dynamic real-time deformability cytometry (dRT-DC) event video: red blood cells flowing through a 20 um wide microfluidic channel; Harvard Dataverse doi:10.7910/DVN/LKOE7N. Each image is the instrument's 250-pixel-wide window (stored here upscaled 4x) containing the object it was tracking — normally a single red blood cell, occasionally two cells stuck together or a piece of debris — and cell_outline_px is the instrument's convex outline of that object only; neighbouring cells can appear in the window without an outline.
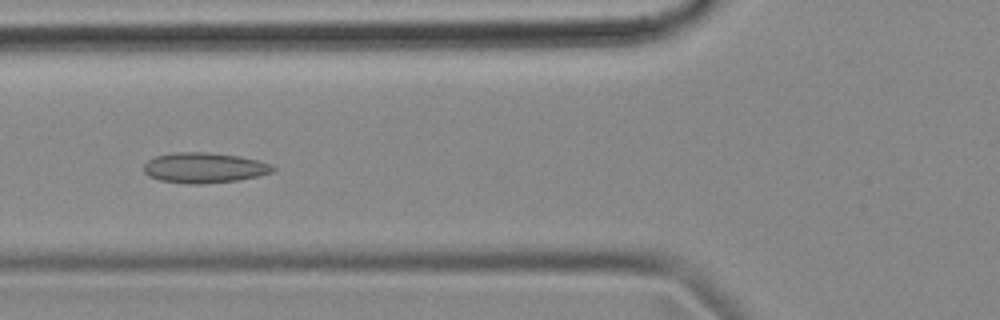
{"species": "common noctule bat (a hibernating species)", "species_latin": "Nyctalus noctula", "temperature_condition": "cold", "stored_images_in_passage": 55, "camera_frame_rate_fps": 3000, "um_per_image_px": 0.085, "animal": {"sex": "female", "body_mass_g": 18.4}, "frame": {"image": 1, "passage_image": 20, "time_ms": 6.333, "image_size_px": [1000, 320], "cell_outline_px": [[276, 168], [272, 172], [256, 176], [236, 180], [200, 184], [188, 184], [160, 180], [148, 176], [144, 172], [144, 164], [148, 160], [156, 156], [172, 152], [208, 152], [240, 156], [260, 160], [272, 164]], "centroid_in_image_um": [17.35, 14.25], "position_along_channel_um": 108.4, "area_um2": 22.89}}
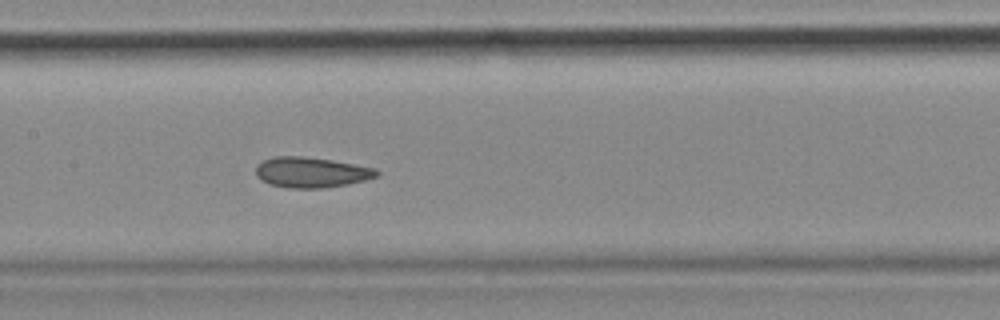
{"frame": {"image": 2, "passage_image": 26, "time_ms": 8.333, "image_size_px": [1000, 320], "cell_outline_px": [[380, 172], [376, 176], [364, 180], [348, 184], [320, 188], [288, 188], [268, 184], [256, 176], [256, 164], [260, 160], [276, 156], [300, 156], [332, 160], [376, 168]], "centroid_in_image_um": [26.41, 14.64], "position_along_channel_um": 181.0, "area_um2": 21.5}}
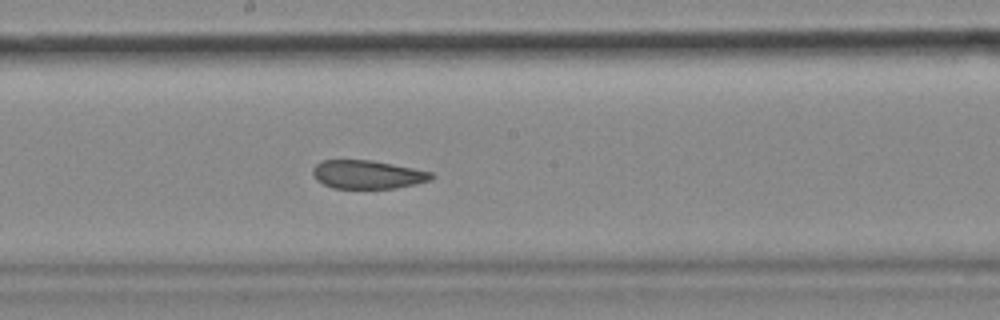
{"frame": {"image": 3, "passage_image": 29, "time_ms": 9.333, "image_size_px": [1000, 320], "cell_outline_px": [[436, 176], [432, 180], [416, 184], [396, 188], [332, 188], [316, 180], [312, 172], [312, 168], [316, 164], [324, 160], [372, 160], [432, 172]], "centroid_in_image_um": [31.26, 14.84], "position_along_channel_um": 216.9, "area_um2": 19.71}, "authors_computed_cell_mechanics": {"area_um2": 22.253, "velocity_mm_per_s": 3.6231, "shape_relaxation_time_tau1_ms": null, "shape_relaxation_time_tau2_ms": 2.4367, "deformation_change_tau1": null, "deformation_change_tau2": 0.0915}}